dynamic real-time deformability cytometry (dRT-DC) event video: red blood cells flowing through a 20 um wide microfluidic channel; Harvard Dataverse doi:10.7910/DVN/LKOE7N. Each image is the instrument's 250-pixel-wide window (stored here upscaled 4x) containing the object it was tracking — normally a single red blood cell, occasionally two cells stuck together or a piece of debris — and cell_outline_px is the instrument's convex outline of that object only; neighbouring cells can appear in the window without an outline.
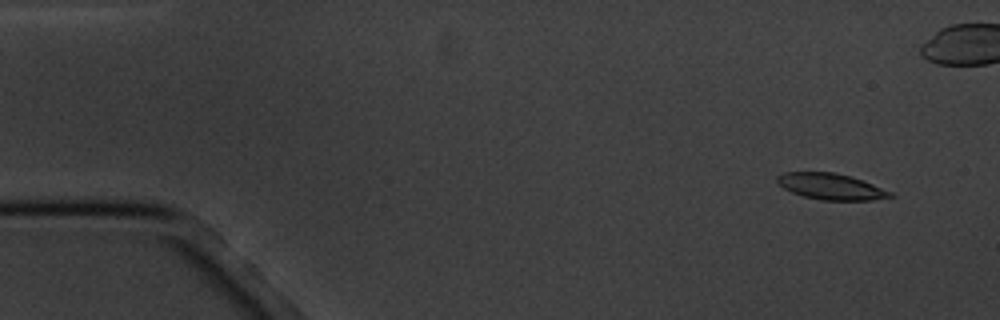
{"species": "common noctule bat (a hibernating species)", "species_latin": "Nyctalus noctula", "temperature_condition": "cold", "stored_images_in_passage": 17, "segment_of_instrument_passage": [1, 2], "camera_frame_rate_fps": 3000, "um_per_image_px": 0.085, "animal": {"sex": "male", "body_mass_g": 20.1, "forearm_length_mm": 53.5}, "frame": {"image": 1, "passage_image": 1, "time_ms": 0.0, "image_size_px": [1000, 320], "cell_outline_px": [[896, 196], [872, 200], [820, 200], [804, 196], [792, 192], [784, 188], [776, 180], [776, 176], [784, 172], [836, 172], [872, 184], [892, 192]], "centroid_in_image_um": [70.62, 15.85], "position_along_channel_um": 14.4, "area_um2": 17.05}}